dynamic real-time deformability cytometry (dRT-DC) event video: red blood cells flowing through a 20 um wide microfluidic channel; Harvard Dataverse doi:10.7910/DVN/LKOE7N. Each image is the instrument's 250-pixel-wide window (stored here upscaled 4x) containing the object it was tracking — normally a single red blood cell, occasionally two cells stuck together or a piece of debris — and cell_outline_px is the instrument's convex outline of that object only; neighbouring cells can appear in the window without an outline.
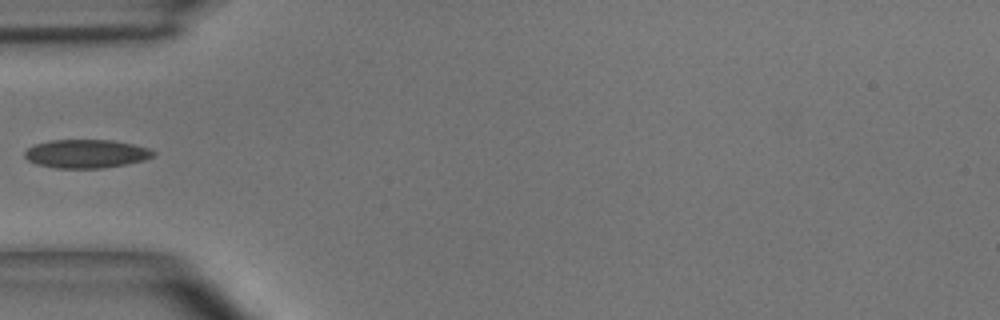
{"species": "common noctule bat (a hibernating species)", "species_latin": "Nyctalus noctula", "temperature_condition": "room temperature", "stored_images_in_passage": 5, "camera_frame_rate_fps": 3000, "um_per_image_px": 0.085, "animal": {"sex": "male", "body_mass_g": 15.6}, "frame": {"image": 1, "passage_image": 3, "time_ms": 0.667, "image_size_px": [1000, 320], "cell_outline_px": [[156, 156], [144, 160], [128, 164], [104, 168], [56, 168], [36, 164], [28, 160], [24, 156], [24, 152], [28, 148], [36, 144], [52, 140], [112, 140], [132, 144], [148, 148], [156, 152]], "centroid_in_image_um": [7.36, 13.07], "position_along_channel_um": 77.6, "area_um2": 21.44}}
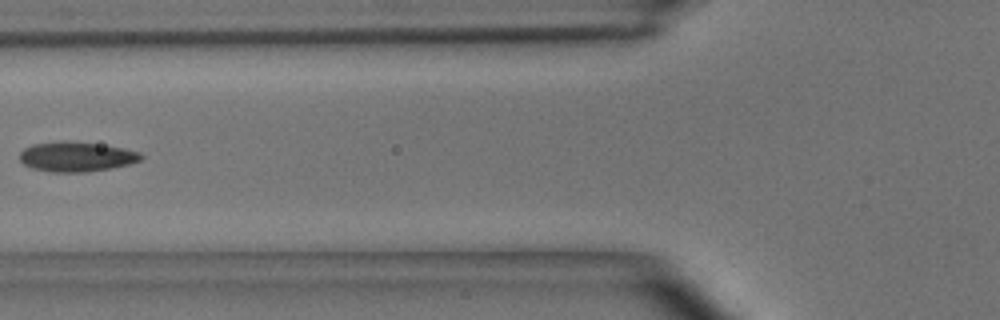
{"frame": {"image": 2, "passage_image": 4, "time_ms": 1.0, "image_size_px": [1000, 320], "cell_outline_px": [[144, 156], [140, 160], [132, 164], [112, 168], [84, 172], [52, 172], [32, 168], [24, 164], [20, 160], [20, 152], [24, 148], [32, 144], [60, 140], [72, 140], [120, 148], [140, 152]], "centroid_in_image_um": [6.48, 13.31], "position_along_channel_um": 119.3, "area_um2": 21.21}}